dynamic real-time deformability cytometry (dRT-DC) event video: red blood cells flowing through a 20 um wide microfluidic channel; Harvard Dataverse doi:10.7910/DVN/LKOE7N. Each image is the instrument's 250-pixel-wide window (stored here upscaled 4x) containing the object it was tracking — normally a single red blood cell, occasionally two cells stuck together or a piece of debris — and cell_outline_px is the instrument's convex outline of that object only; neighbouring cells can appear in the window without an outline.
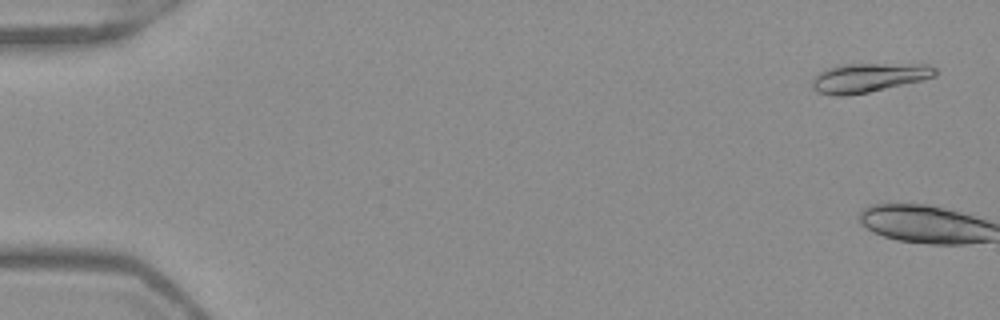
{"species": "Egyptian fruit bat (a non-hibernating species)", "species_latin": "Rousettus aegyptiacus", "temperature_condition": "warm", "stored_images_in_passage": 5, "camera_frame_rate_fps": 3000, "um_per_image_px": 0.085, "frame": {"image": 1, "passage_image": 3, "time_ms": 0.667, "image_size_px": [1000, 320], "cell_outline_px": [[940, 72], [936, 76], [924, 80], [868, 92], [844, 96], [836, 96], [816, 92], [812, 88], [812, 80], [816, 72], [836, 64], [928, 64], [936, 68]], "centroid_in_image_um": [73.82, 6.59], "position_along_channel_um": 11.2, "area_um2": 21.33}}